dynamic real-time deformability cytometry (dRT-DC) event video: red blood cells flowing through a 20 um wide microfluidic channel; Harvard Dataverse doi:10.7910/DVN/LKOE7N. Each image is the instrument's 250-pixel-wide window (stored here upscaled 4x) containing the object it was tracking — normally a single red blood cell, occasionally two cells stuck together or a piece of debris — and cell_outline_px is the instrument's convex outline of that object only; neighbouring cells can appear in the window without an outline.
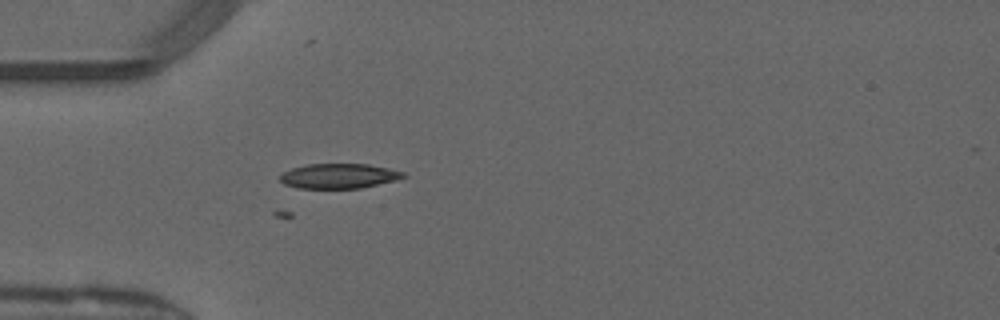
{"species": "common noctule bat (a hibernating species)", "species_latin": "Nyctalus noctula", "temperature_condition": "warm", "stored_images_in_passage": 37, "camera_frame_rate_fps": 3000, "um_per_image_px": 0.085, "animal": {"sex": "male", "forearm_length_mm": 52.5}, "frame": {"image": 1, "passage_image": 2, "time_ms": 0.333, "image_size_px": [1000, 320], "cell_outline_px": [[408, 176], [396, 180], [360, 188], [296, 188], [284, 184], [280, 180], [280, 176], [284, 172], [292, 168], [308, 164], [368, 164], [388, 168], [404, 172]], "centroid_in_image_um": [28.82, 14.96], "position_along_channel_um": 56.2, "area_um2": 17.8}}
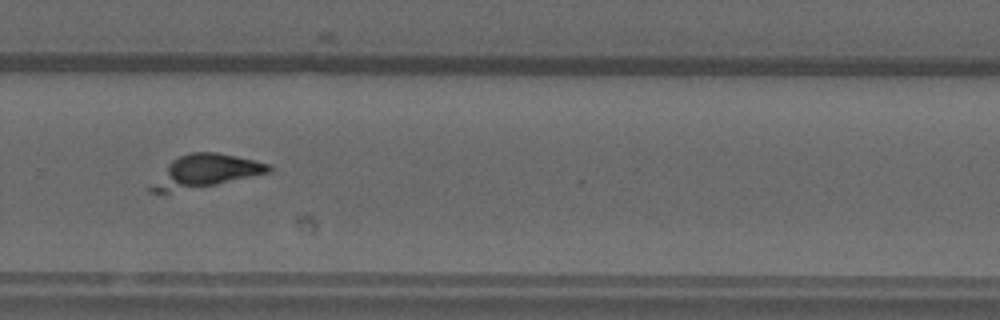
{"frame": {"image": 2, "passage_image": 21, "time_ms": 6.667, "image_size_px": [1000, 320], "cell_outline_px": [[272, 172], [160, 196], [148, 192], [148, 188], [168, 164], [172, 160], [180, 156], [192, 152], [216, 152], [236, 156], [268, 164], [272, 168]], "centroid_in_image_um": [17.37, 14.61], "position_along_channel_um": 312.4, "area_um2": 22.72}}
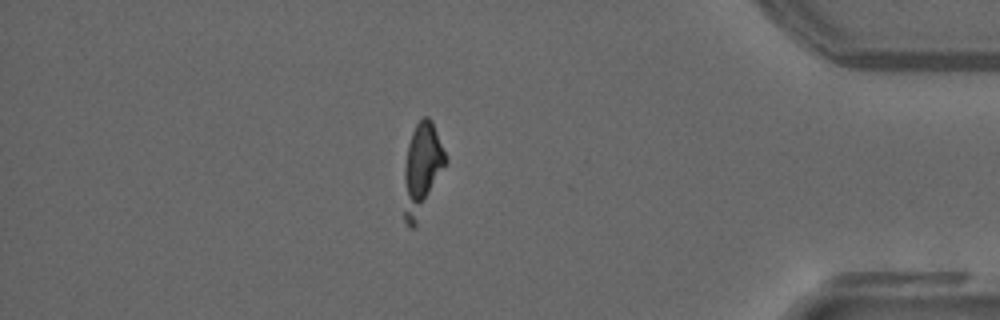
{"frame": {"image": 3, "passage_image": 30, "time_ms": 9.667, "image_size_px": [1000, 320], "cell_outline_px": [[448, 160], [416, 228], [412, 228], [404, 220], [404, 168], [408, 144], [412, 132], [416, 124], [424, 116], [428, 116], [432, 120]], "centroid_in_image_um": [35.87, 14.4], "position_along_channel_um": 399.3, "area_um2": 22.31}}